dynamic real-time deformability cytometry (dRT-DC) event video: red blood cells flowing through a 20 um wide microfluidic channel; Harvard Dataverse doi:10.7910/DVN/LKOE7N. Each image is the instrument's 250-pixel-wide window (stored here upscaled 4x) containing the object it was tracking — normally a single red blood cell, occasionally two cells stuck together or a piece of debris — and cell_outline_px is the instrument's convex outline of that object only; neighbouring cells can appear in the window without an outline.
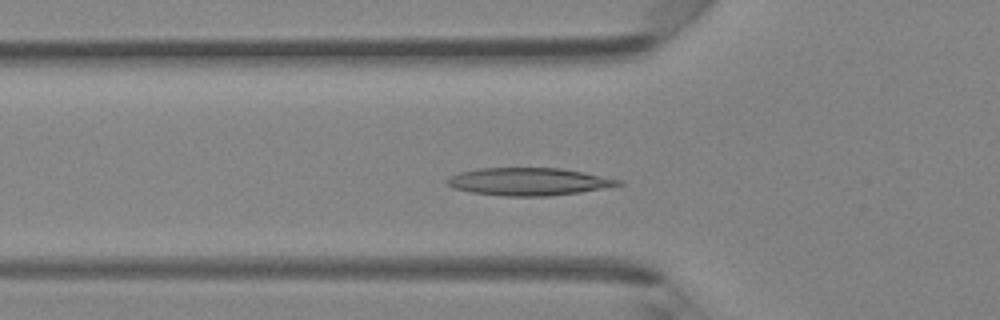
{"species": "Egyptian fruit bat (a non-hibernating species)", "species_latin": "Rousettus aegyptiacus", "temperature_condition": "room temperature", "stored_images_in_passage": 40, "camera_frame_rate_fps": 3000, "um_per_image_px": 0.085, "animal": {"sex": "female"}, "frame": {"image": 1, "passage_image": 12, "time_ms": 3.667, "image_size_px": [1000, 320], "cell_outline_px": [[624, 184], [580, 192], [548, 196], [504, 196], [472, 192], [452, 188], [448, 184], [448, 180], [452, 176], [460, 172], [480, 168], [560, 168], [584, 172], [624, 180]], "centroid_in_image_um": [44.99, 15.43], "position_along_channel_um": 80.8, "area_um2": 27.4}}
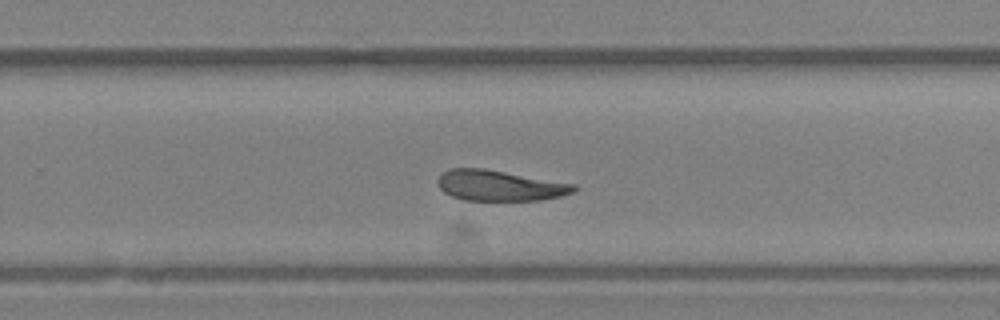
{"frame": {"image": 2, "passage_image": 25, "time_ms": 8.0, "image_size_px": [1000, 320], "cell_outline_px": [[576, 192], [560, 196], [540, 200], [464, 200], [452, 196], [444, 192], [436, 184], [436, 180], [440, 172], [448, 168], [484, 168], [576, 184]], "centroid_in_image_um": [42.43, 15.76], "position_along_channel_um": 287.4, "area_um2": 24.51}}
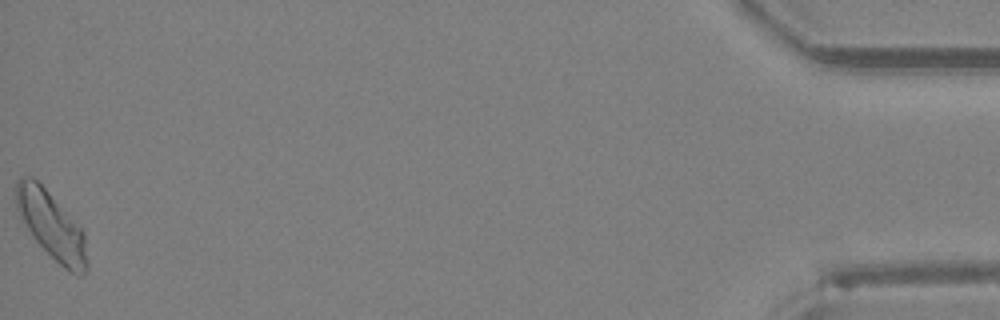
{"frame": {"image": 3, "passage_image": 40, "time_ms": 13.0, "image_size_px": [1000, 320], "cell_outline_px": [[88, 268], [84, 276], [76, 276], [64, 268], [32, 236], [16, 208], [16, 180], [20, 176], [32, 176], [48, 192], [84, 232], [88, 264]], "centroid_in_image_um": [4.39, 19.18], "position_along_channel_um": 430.8, "area_um2": 27.34}}